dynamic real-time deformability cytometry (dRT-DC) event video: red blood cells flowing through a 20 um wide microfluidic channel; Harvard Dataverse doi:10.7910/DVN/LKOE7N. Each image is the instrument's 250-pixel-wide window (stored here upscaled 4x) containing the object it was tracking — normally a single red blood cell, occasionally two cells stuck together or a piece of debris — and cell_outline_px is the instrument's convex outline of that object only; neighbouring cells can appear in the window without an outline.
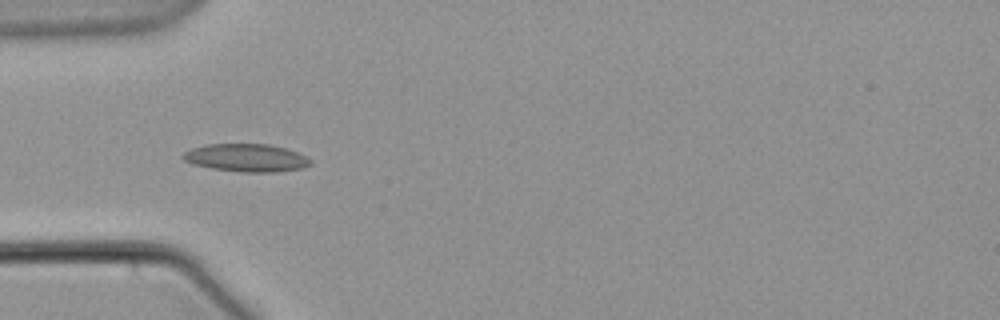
{"species": "common noctule bat (a hibernating species)", "species_latin": "Nyctalus noctula", "temperature_condition": "warm", "stored_images_in_passage": 3, "camera_frame_rate_fps": 3000, "um_per_image_px": 0.085, "animal": {"sex": "male", "body_mass_g": 21.5, "forearm_length_mm": 52.0}, "frame": {"image": 1, "passage_image": 3, "time_ms": 2.667, "image_size_px": [1000, 320], "cell_outline_px": [[312, 164], [304, 168], [276, 172], [244, 172], [212, 168], [192, 164], [184, 160], [180, 156], [184, 152], [192, 148], [204, 144], [268, 144], [284, 148], [296, 152], [312, 160]], "centroid_in_image_um": [20.92, 13.41], "position_along_channel_um": 64.1, "area_um2": 20.69}}